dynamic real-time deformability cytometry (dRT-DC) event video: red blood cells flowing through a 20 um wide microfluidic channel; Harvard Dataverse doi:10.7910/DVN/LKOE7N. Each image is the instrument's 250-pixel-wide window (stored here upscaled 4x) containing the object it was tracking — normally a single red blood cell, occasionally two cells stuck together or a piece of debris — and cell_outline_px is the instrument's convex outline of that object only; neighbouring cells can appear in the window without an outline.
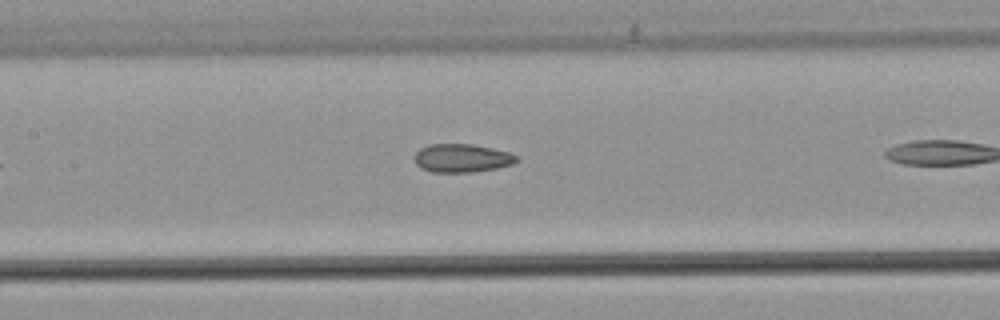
{"species": "common noctule bat (a hibernating species)", "species_latin": "Nyctalus noctula", "temperature_condition": "warm", "stored_images_in_passage": 16, "camera_frame_rate_fps": 3000, "um_per_image_px": 0.085, "animal": {"sex": "male", "body_mass_g": 21.5, "forearm_length_mm": 52.0}, "frame": {"image": 1, "passage_image": 12, "time_ms": 3.667, "image_size_px": [1000, 320], "cell_outline_px": [[520, 160], [512, 164], [496, 168], [472, 172], [432, 172], [420, 168], [416, 164], [416, 152], [420, 148], [428, 144], [472, 144], [492, 148], [508, 152], [516, 156]], "centroid_in_image_um": [39.26, 13.44], "position_along_channel_um": 168.1, "area_um2": 16.82}}